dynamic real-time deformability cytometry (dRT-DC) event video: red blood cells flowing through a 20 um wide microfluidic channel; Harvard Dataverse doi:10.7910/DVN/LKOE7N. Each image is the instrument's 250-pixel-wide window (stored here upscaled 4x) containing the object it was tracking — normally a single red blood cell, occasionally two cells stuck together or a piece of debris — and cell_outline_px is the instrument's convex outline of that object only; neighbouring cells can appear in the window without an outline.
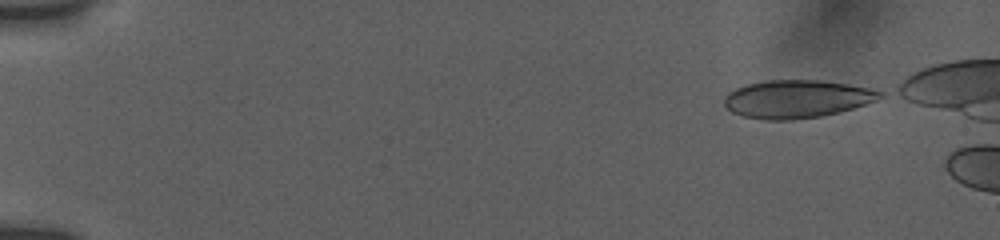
{"species": "human", "species_latin": "Homo sapiens", "temperature_condition": "room temperature", "stored_images_in_passage": 49, "camera_frame_rate_fps": 3000, "um_per_image_px": 0.085, "donor": {"sex": "female"}, "frame": {"image": 1, "passage_image": 1, "time_ms": 0.0, "image_size_px": [1000, 240], "cell_outline_px": [[884, 96], [876, 100], [852, 108], [820, 116], [792, 120], [764, 120], [744, 116], [732, 112], [724, 104], [724, 100], [728, 92], [736, 88], [748, 84], [768, 80], [816, 80], [848, 84], [868, 88], [884, 92]], "centroid_in_image_um": [67.71, 8.41], "position_along_channel_um": 17.3, "area_um2": 34.1}}
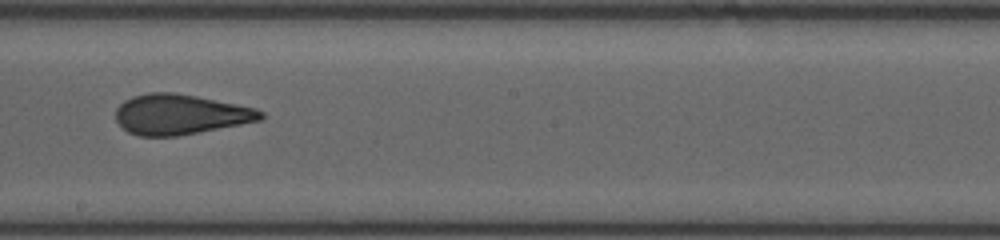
{"frame": {"image": 2, "passage_image": 29, "time_ms": 9.333, "image_size_px": [1000, 240], "cell_outline_px": [[264, 116], [260, 120], [240, 124], [176, 136], [140, 136], [128, 132], [116, 120], [116, 108], [124, 100], [132, 96], [148, 92], [172, 92], [196, 96], [256, 108], [264, 112]], "centroid_in_image_um": [15.29, 9.71], "position_along_channel_um": 232.9, "area_um2": 33.7}}
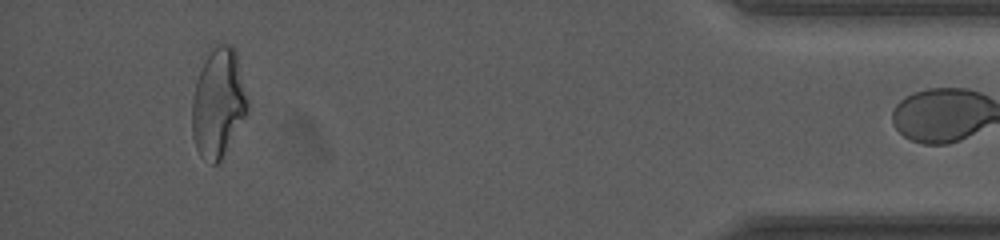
{"frame": {"image": 3, "passage_image": 48, "time_ms": 15.667, "image_size_px": [1000, 240], "cell_outline_px": [[248, 112], [220, 160], [216, 164], [212, 164], [200, 156], [196, 148], [192, 136], [192, 100], [196, 84], [200, 72], [208, 56], [216, 44], [228, 44], [236, 48], [248, 100]], "centroid_in_image_um": [18.57, 8.76], "position_along_channel_um": 416.6, "area_um2": 34.91}}